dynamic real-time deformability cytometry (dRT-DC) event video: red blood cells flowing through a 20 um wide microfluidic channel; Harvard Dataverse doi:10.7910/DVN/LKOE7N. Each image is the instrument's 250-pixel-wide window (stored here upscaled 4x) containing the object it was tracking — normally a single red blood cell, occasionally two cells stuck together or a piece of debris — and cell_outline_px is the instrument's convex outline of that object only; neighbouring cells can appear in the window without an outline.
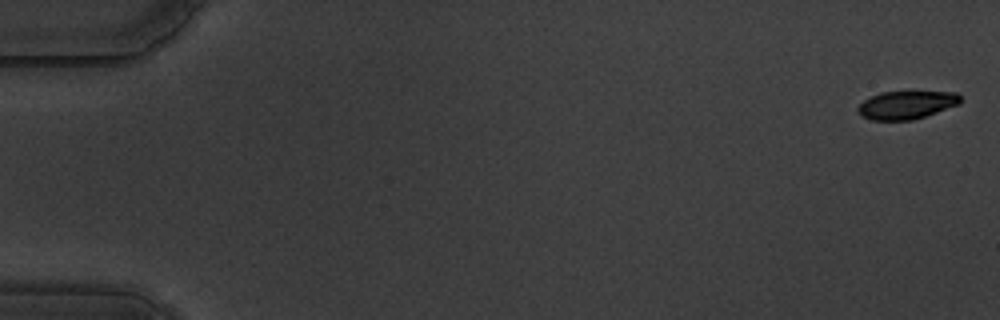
{"species": "common noctule bat (a hibernating species)", "species_latin": "Nyctalus noctula", "temperature_condition": "warm", "stored_images_in_passage": 59, "camera_frame_rate_fps": 3000, "um_per_image_px": 0.085, "animal": {"sex": "male", "body_mass_g": 19.5, "forearm_length_mm": 54.6}, "frame": {"image": 1, "passage_image": 2, "time_ms": 0.333, "image_size_px": [1000, 320], "cell_outline_px": [[960, 104], [912, 120], [872, 120], [860, 116], [856, 112], [856, 108], [864, 100], [880, 92], [956, 92], [960, 96]], "centroid_in_image_um": [77.0, 8.92], "position_along_channel_um": 8.0, "area_um2": 16.7}}
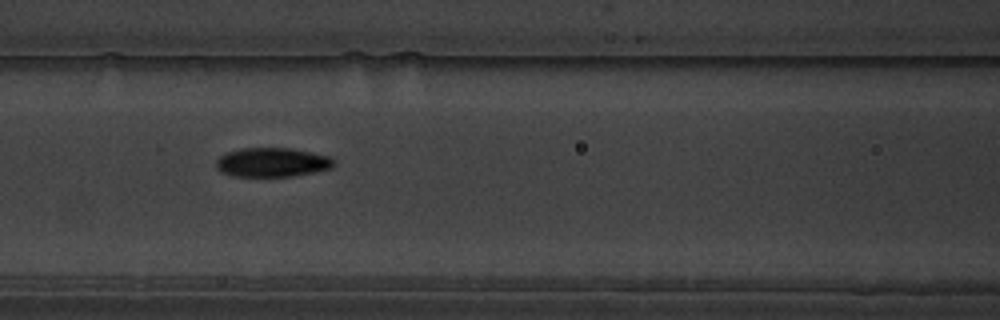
{"frame": {"image": 2, "passage_image": 27, "time_ms": 8.667, "image_size_px": [1000, 320], "cell_outline_px": [[336, 164], [332, 168], [292, 176], [232, 176], [220, 172], [216, 168], [216, 160], [220, 156], [228, 152], [240, 148], [292, 148], [312, 152], [328, 156], [336, 160]], "centroid_in_image_um": [23.14, 13.79], "position_along_channel_um": 143.5, "area_um2": 20.11}}
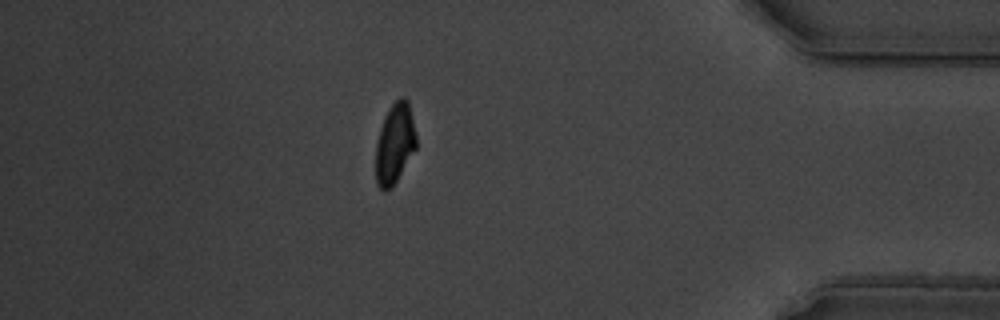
{"frame": {"image": 3, "passage_image": 52, "time_ms": 17.0, "image_size_px": [1000, 320], "cell_outline_px": [[416, 148], [396, 180], [384, 192], [376, 184], [376, 144], [380, 128], [384, 116], [388, 108], [400, 96], [404, 96], [408, 100], [416, 136]], "centroid_in_image_um": [33.54, 12.16], "position_along_channel_um": 401.7, "area_um2": 18.73}, "authors_computed_cell_mechanics": {"area_um2": 19.1896, "velocity_mm_per_s": 3.523, "shape_relaxation_time_tau1_ms": 2.7434, "shape_relaxation_time_tau2_ms": 1.8821, "deformation_change_tau1": 0.1519, "deformation_change_tau2": 0.0652}}